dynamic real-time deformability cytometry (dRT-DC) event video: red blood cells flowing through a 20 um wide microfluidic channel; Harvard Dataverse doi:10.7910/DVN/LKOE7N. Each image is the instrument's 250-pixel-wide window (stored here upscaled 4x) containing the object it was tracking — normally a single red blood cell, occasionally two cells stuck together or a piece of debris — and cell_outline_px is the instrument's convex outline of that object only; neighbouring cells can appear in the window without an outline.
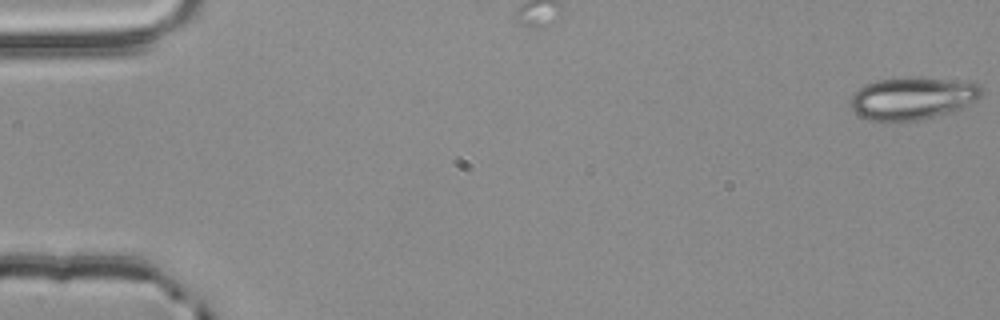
{"species": "common noctule bat (a hibernating species)", "species_latin": "Nyctalus noctula", "temperature_condition": "room temperature", "stored_images_in_passage": 6, "camera_frame_rate_fps": 3000, "um_per_image_px": 0.085, "animal": {"sex": "male", "body_mass_g": 20.4}, "frame": {"image": 1, "passage_image": 1, "time_ms": 0.0, "image_size_px": [1000, 320], "cell_outline_px": [[984, 92], [976, 100], [956, 112], [920, 120], [868, 120], [860, 116], [852, 108], [852, 96], [864, 84], [876, 80], [908, 76], [980, 84], [984, 88]], "centroid_in_image_um": [77.6, 8.35], "position_along_channel_um": 7.4, "area_um2": 32.37}}